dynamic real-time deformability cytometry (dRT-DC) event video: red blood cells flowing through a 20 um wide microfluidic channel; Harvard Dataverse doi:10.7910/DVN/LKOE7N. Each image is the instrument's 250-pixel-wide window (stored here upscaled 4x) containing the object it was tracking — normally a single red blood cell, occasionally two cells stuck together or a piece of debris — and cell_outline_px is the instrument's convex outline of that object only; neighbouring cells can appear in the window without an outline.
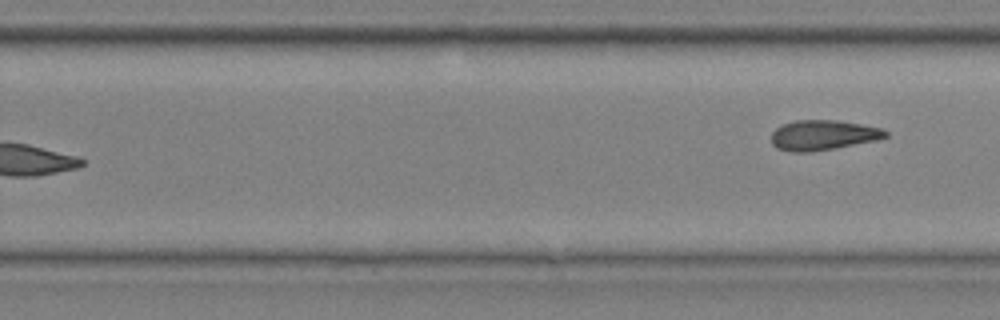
{"species": "common noctule bat (a hibernating species)", "species_latin": "Nyctalus noctula", "temperature_condition": "cold", "stored_images_in_passage": 10, "segment_of_instrument_passage": [2, 2], "camera_frame_rate_fps": 3000, "um_per_image_px": 0.085, "animal": {"sex": "male", "body_mass_g": 20.4}, "frame": {"image": 1, "passage_image": 10, "time_ms": 3.0, "image_size_px": [1000, 320], "cell_outline_px": [[888, 136], [876, 140], [812, 152], [792, 152], [776, 148], [772, 144], [772, 132], [776, 128], [784, 124], [796, 120], [836, 120], [884, 128], [888, 132]], "centroid_in_image_um": [69.96, 11.48], "position_along_channel_um": 259.8, "area_um2": 19.94}}